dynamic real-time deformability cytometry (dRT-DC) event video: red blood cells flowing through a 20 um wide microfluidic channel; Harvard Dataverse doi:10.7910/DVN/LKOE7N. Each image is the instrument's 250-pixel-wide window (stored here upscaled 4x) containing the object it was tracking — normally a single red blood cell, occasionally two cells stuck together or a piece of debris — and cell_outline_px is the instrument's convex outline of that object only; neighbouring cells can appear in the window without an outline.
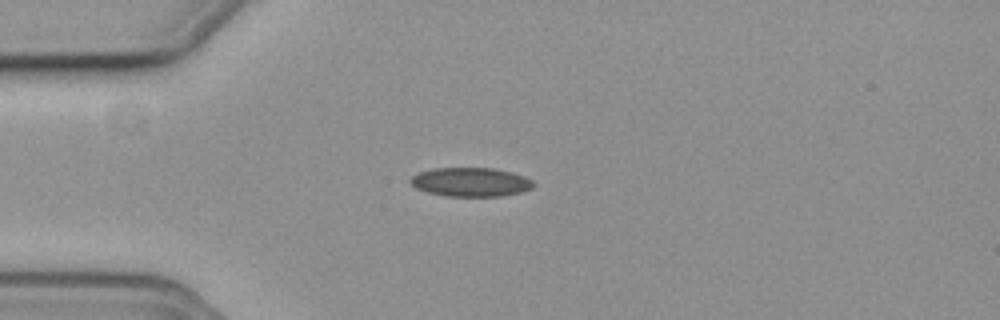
{"species": "common noctule bat (a hibernating species)", "species_latin": "Nyctalus noctula", "temperature_condition": "cold", "stored_images_in_passage": 49, "camera_frame_rate_fps": 3000, "um_per_image_px": 0.085, "animal": {"sex": "female", "body_mass_g": 19.3, "forearm_length_mm": 54.1}, "frame": {"image": 1, "passage_image": 13, "time_ms": 4.0, "image_size_px": [1000, 320], "cell_outline_px": [[536, 184], [532, 188], [520, 192], [500, 196], [444, 196], [428, 192], [416, 188], [408, 180], [412, 176], [420, 172], [432, 168], [492, 168], [512, 172], [524, 176], [532, 180]], "centroid_in_image_um": [40.01, 15.47], "position_along_channel_um": 45.0, "area_um2": 20.75}}
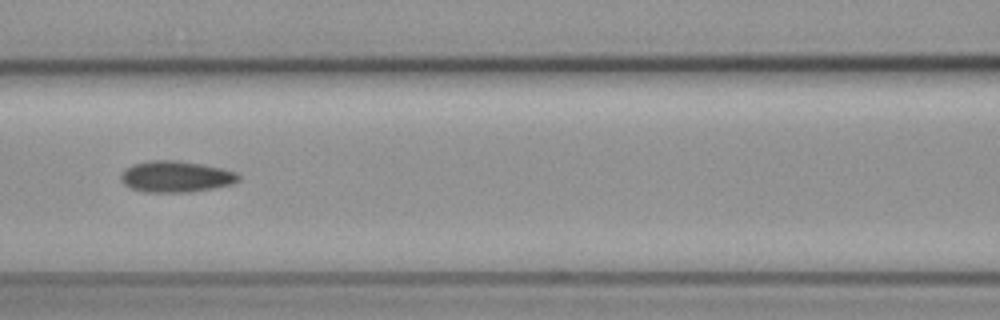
{"frame": {"image": 2, "passage_image": 23, "time_ms": 7.333, "image_size_px": [1000, 320], "cell_outline_px": [[240, 180], [232, 184], [192, 192], [144, 192], [128, 188], [120, 180], [120, 176], [132, 164], [152, 160], [176, 160], [200, 164], [220, 168], [236, 172], [240, 176]], "centroid_in_image_um": [14.94, 15.02], "position_along_channel_um": 151.7, "area_um2": 21.39}}
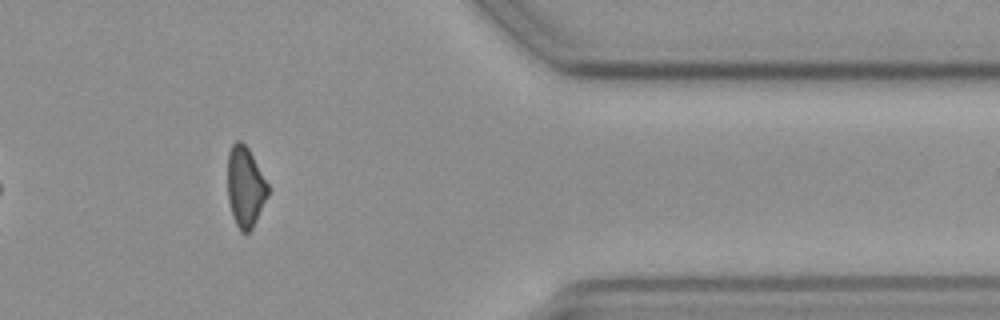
{"frame": {"image": 3, "passage_image": 44, "time_ms": 14.333, "image_size_px": [1000, 320], "cell_outline_px": [[272, 188], [252, 228], [248, 232], [240, 232], [232, 216], [228, 200], [228, 152], [232, 144], [236, 140], [240, 140], [248, 148]], "centroid_in_image_um": [20.87, 15.87], "position_along_channel_um": 390.5, "area_um2": 19.19}}